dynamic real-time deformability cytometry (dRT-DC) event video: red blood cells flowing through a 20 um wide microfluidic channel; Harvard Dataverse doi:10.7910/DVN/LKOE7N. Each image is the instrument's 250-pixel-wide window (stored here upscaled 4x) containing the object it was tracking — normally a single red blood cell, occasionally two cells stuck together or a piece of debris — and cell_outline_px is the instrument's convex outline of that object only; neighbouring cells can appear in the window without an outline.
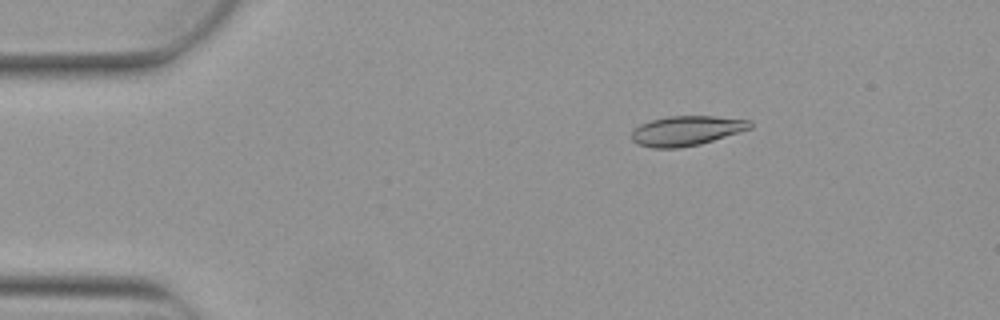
{"species": "Egyptian fruit bat (a non-hibernating species)", "species_latin": "Rousettus aegyptiacus", "temperature_condition": "warm", "stored_images_in_passage": 7, "camera_frame_rate_fps": 3000, "um_per_image_px": 0.085, "animal": {"sex": "female"}, "frame": {"image": 1, "passage_image": 2, "time_ms": 0.333, "image_size_px": [1000, 320], "cell_outline_px": [[752, 128], [740, 132], [700, 144], [680, 148], [652, 148], [636, 144], [632, 140], [632, 132], [640, 124], [652, 120], [668, 116], [716, 116], [752, 120]], "centroid_in_image_um": [58.37, 11.11], "position_along_channel_um": 26.6, "area_um2": 20.63}}
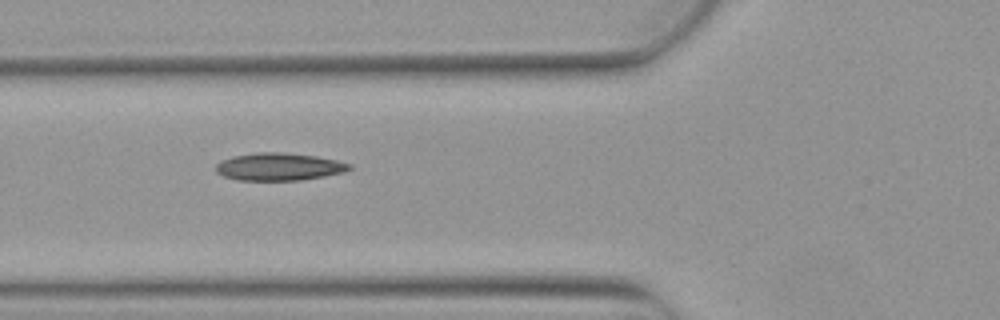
{"frame": {"image": 2, "passage_image": 5, "time_ms": 1.333, "image_size_px": [1000, 320], "cell_outline_px": [[352, 168], [344, 172], [324, 176], [300, 180], [236, 180], [224, 176], [216, 172], [216, 164], [220, 160], [232, 156], [256, 152], [284, 152], [316, 156], [336, 160], [352, 164]], "centroid_in_image_um": [23.7, 14.16], "position_along_channel_um": 102.1, "area_um2": 21.56}}
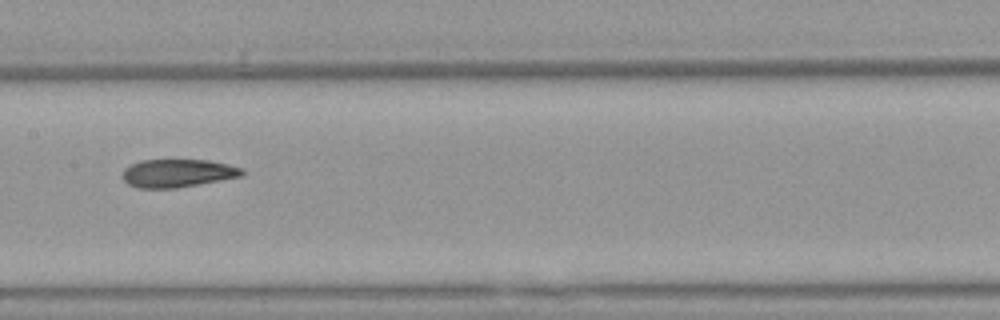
{"frame": {"image": 3, "passage_image": 7, "time_ms": 2.0, "image_size_px": [1000, 320], "cell_outline_px": [[244, 172], [240, 176], [220, 180], [176, 188], [136, 188], [128, 184], [120, 176], [124, 168], [140, 160], [208, 160], [228, 164], [244, 168]], "centroid_in_image_um": [15.06, 14.72], "position_along_channel_um": 192.3, "area_um2": 19.59}}